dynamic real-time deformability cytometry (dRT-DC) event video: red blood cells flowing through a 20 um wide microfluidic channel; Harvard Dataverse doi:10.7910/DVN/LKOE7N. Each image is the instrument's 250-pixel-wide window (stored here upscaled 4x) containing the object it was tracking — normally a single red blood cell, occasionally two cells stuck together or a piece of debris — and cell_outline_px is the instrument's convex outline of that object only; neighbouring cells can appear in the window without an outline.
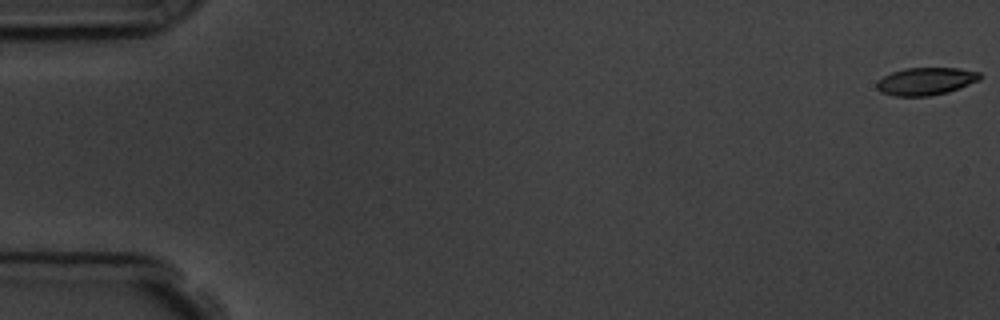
{"species": "common noctule bat (a hibernating species)", "species_latin": "Nyctalus noctula", "temperature_condition": "room temperature", "stored_images_in_passage": 16, "camera_frame_rate_fps": 3000, "um_per_image_px": 0.085, "animal": {"sex": "male", "body_mass_g": 19.5, "forearm_length_mm": 54.6}, "frame": {"image": 1, "passage_image": 1, "time_ms": 0.0, "image_size_px": [1000, 320], "cell_outline_px": [[980, 80], [948, 92], [928, 96], [896, 96], [880, 92], [876, 88], [876, 84], [884, 76], [892, 72], [904, 68], [956, 68], [980, 72]], "centroid_in_image_um": [78.68, 6.91], "position_along_channel_um": 6.3, "area_um2": 16.47}}
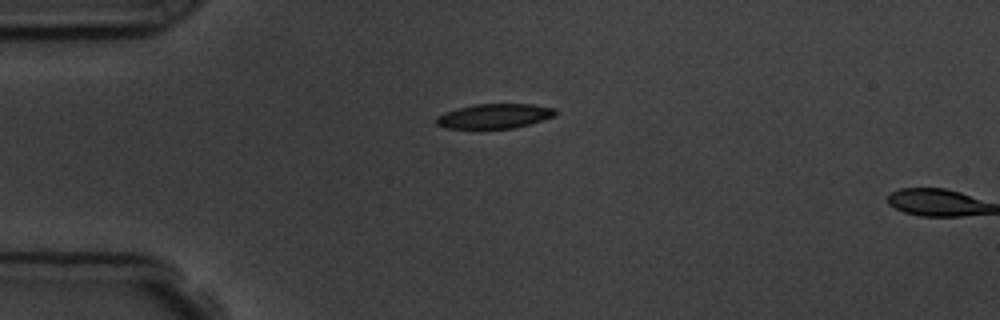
{"frame": {"image": 2, "passage_image": 15, "time_ms": 4.667, "image_size_px": [1000, 320], "cell_outline_px": [[556, 112], [552, 116], [528, 124], [512, 128], [444, 128], [436, 124], [436, 116], [444, 112], [456, 108], [476, 104], [532, 104], [556, 108]], "centroid_in_image_um": [41.97, 9.86], "position_along_channel_um": 43.0, "area_um2": 16.94}}